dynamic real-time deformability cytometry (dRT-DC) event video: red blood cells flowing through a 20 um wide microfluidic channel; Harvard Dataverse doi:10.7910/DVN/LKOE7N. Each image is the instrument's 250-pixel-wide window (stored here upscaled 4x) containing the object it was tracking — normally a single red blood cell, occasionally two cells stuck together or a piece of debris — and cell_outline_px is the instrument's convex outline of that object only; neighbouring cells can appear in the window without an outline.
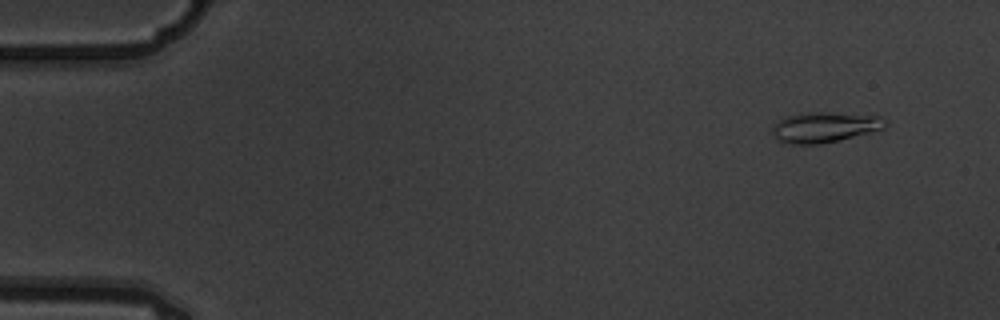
{"species": "common noctule bat (a hibernating species)", "species_latin": "Nyctalus noctula", "temperature_condition": "warm", "stored_images_in_passage": 8, "camera_frame_rate_fps": 3000, "um_per_image_px": 0.085, "animal": {"sex": "male", "body_mass_g": 19.5, "forearm_length_mm": 54.6}, "frame": {"image": 1, "passage_image": 2, "time_ms": 0.333, "image_size_px": [1000, 320], "cell_outline_px": [[888, 124], [884, 128], [840, 140], [820, 144], [792, 144], [780, 140], [772, 132], [772, 128], [784, 116], [804, 112], [824, 112], [880, 116], [888, 120]], "centroid_in_image_um": [70.13, 10.8], "position_along_channel_um": 14.9, "area_um2": 19.88}}
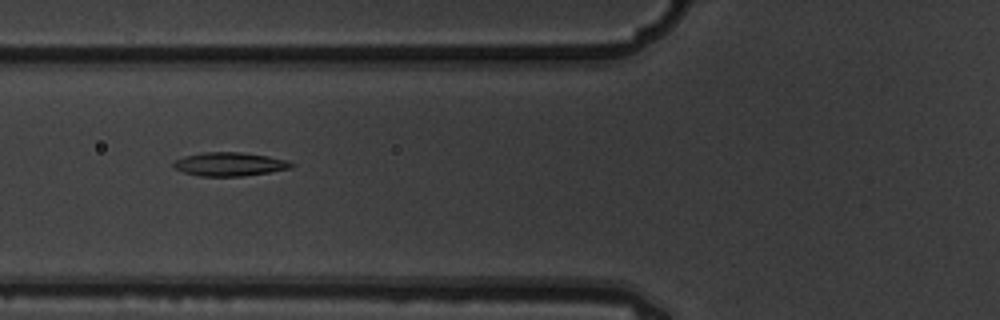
{"frame": {"image": 2, "passage_image": 7, "time_ms": 2.0, "image_size_px": [1000, 320], "cell_outline_px": [[296, 164], [292, 168], [268, 172], [240, 176], [200, 176], [184, 172], [176, 168], [172, 164], [176, 160], [184, 156], [200, 152], [240, 152], [268, 156], [288, 160]], "centroid_in_image_um": [19.54, 13.94], "position_along_channel_um": 106.3, "area_um2": 16.18}}
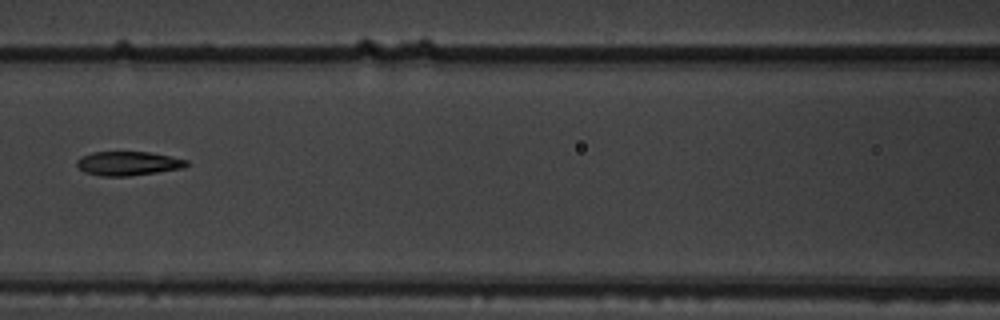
{"frame": {"image": 3, "passage_image": 8, "time_ms": 2.333, "image_size_px": [1000, 320], "cell_outline_px": [[188, 164], [184, 168], [128, 176], [100, 176], [84, 172], [76, 164], [76, 160], [80, 156], [92, 152], [148, 152], [188, 160]], "centroid_in_image_um": [10.85, 13.89], "position_along_channel_um": 155.8, "area_um2": 15.32}}